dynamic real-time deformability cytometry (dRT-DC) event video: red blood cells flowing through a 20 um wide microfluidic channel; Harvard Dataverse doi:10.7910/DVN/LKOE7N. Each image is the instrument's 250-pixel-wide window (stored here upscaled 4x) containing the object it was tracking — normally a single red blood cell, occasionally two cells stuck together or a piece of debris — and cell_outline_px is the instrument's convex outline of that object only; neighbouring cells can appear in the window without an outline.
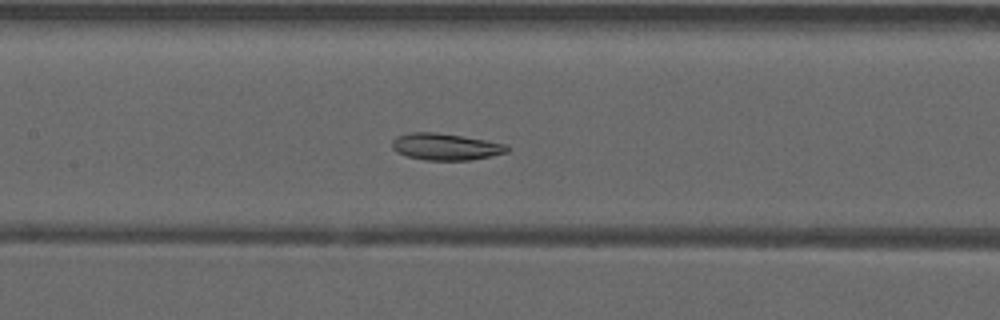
{"species": "common noctule bat (a hibernating species)", "species_latin": "Nyctalus noctula", "temperature_condition": "warm", "stored_images_in_passage": 52, "camera_frame_rate_fps": 3000, "um_per_image_px": 0.085, "animal": {"sex": "male", "forearm_length_mm": 52.5}, "frame": {"image": 1, "passage_image": 25, "time_ms": 8.0, "image_size_px": [1000, 320], "cell_outline_px": [[508, 152], [472, 160], [424, 160], [408, 156], [396, 152], [392, 148], [392, 140], [396, 136], [412, 132], [436, 132], [488, 140], [508, 144]], "centroid_in_image_um": [37.88, 12.47], "position_along_channel_um": 169.5, "area_um2": 18.03}}
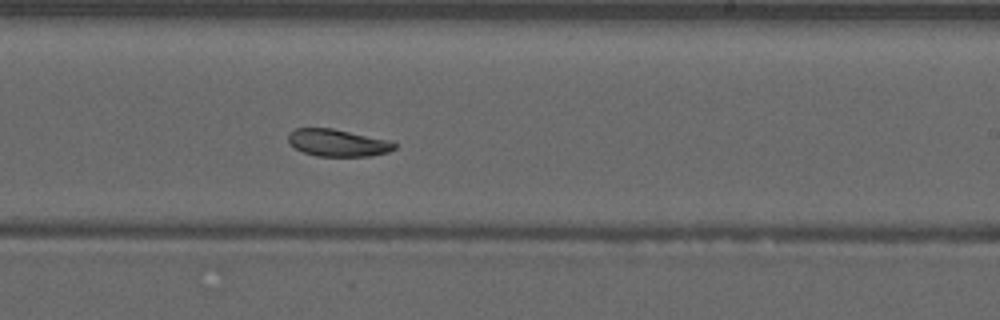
{"frame": {"image": 2, "passage_image": 32, "time_ms": 10.333, "image_size_px": [1000, 320], "cell_outline_px": [[396, 148], [388, 152], [372, 156], [316, 156], [304, 152], [296, 148], [288, 140], [288, 132], [296, 128], [332, 128], [392, 140], [396, 144]], "centroid_in_image_um": [28.75, 12.13], "position_along_channel_um": 260.3, "area_um2": 16.94}}
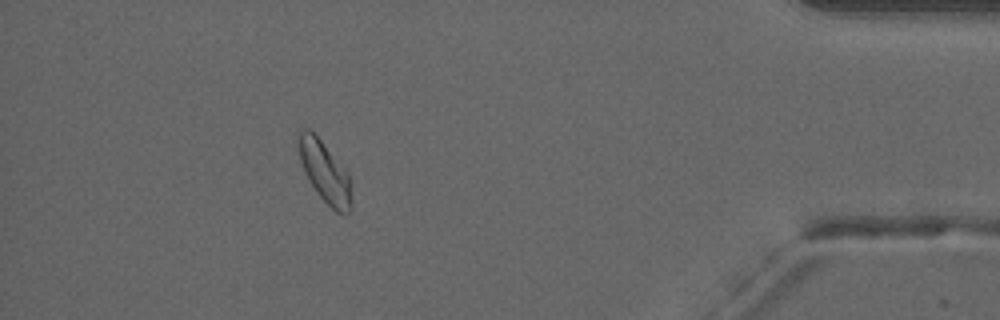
{"frame": {"image": 3, "passage_image": 47, "time_ms": 15.333, "image_size_px": [1000, 320], "cell_outline_px": [[352, 208], [348, 212], [336, 212], [316, 192], [304, 172], [300, 160], [296, 140], [296, 132], [300, 128], [308, 128], [320, 140], [348, 172], [352, 180]], "centroid_in_image_um": [27.6, 14.59], "position_along_channel_um": 407.6, "area_um2": 19.13}}